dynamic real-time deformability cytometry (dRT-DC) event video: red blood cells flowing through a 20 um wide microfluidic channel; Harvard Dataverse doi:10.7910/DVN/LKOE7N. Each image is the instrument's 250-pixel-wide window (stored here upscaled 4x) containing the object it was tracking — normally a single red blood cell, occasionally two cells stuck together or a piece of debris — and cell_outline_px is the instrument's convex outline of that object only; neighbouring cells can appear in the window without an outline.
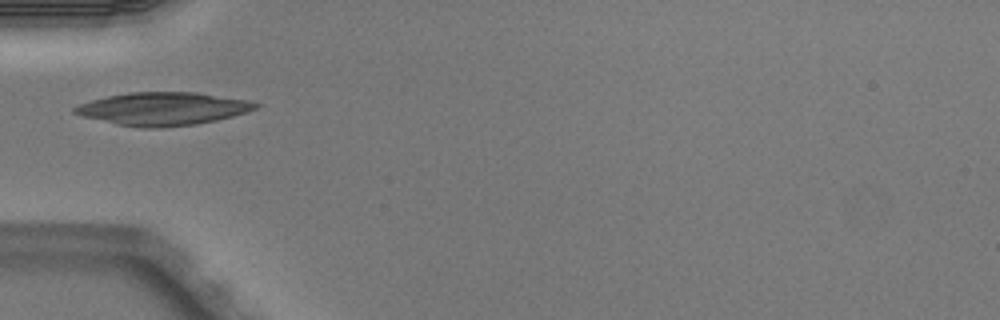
{"species": "Egyptian fruit bat (a non-hibernating species)", "species_latin": "Rousettus aegyptiacus", "temperature_condition": "warm", "stored_images_in_passage": 2, "camera_frame_rate_fps": 3000, "um_per_image_px": 0.085, "animal": {"sex": "male"}, "frame": {"image": 1, "passage_image": 1, "time_ms": 0.0, "image_size_px": [1000, 320], "cell_outline_px": [[260, 104], [256, 108], [232, 116], [216, 120], [196, 124], [160, 128], [144, 128], [116, 124], [84, 116], [72, 112], [72, 108], [80, 104], [92, 100], [108, 96], [128, 92], [196, 92], [248, 100]], "centroid_in_image_um": [13.84, 9.24], "position_along_channel_um": 71.2, "area_um2": 34.45}}
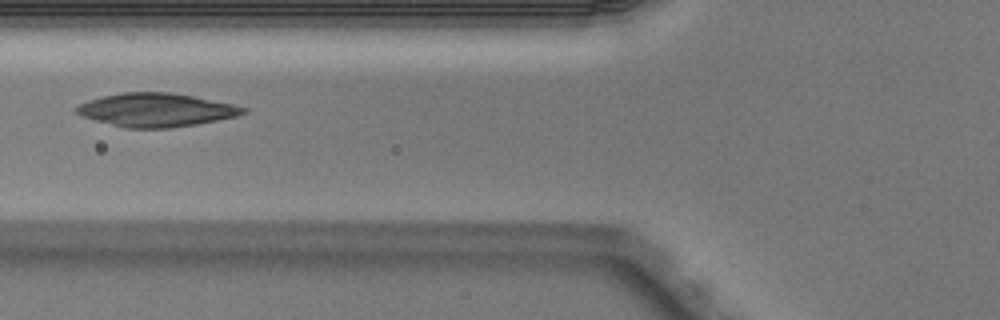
{"frame": {"image": 2, "passage_image": 2, "time_ms": 0.333, "image_size_px": [1000, 320], "cell_outline_px": [[248, 112], [240, 116], [196, 124], [168, 128], [128, 128], [96, 120], [84, 116], [76, 112], [76, 108], [80, 104], [88, 100], [104, 96], [124, 92], [168, 92], [192, 96], [232, 104], [248, 108]], "centroid_in_image_um": [13.33, 9.34], "position_along_channel_um": 112.5, "area_um2": 32.14}}